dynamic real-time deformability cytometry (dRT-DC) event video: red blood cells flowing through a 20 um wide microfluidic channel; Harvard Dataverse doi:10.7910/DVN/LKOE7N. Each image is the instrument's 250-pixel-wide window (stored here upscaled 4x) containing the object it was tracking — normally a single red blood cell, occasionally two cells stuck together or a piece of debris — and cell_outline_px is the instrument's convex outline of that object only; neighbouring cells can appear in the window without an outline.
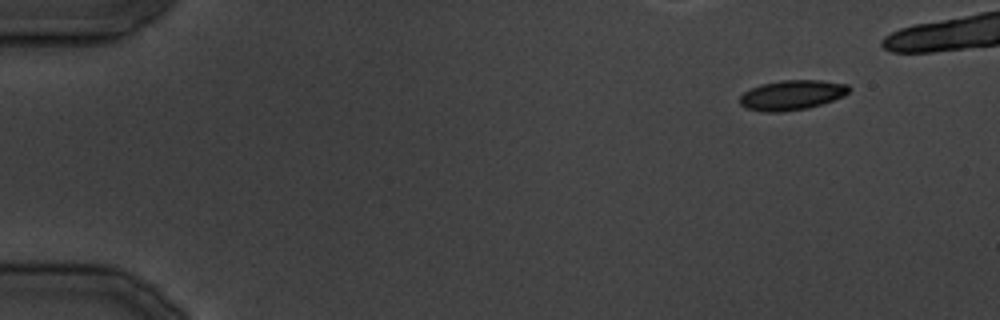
{"species": "common noctule bat (a hibernating species)", "species_latin": "Nyctalus noctula", "temperature_condition": "cold", "stored_images_in_passage": 14, "camera_frame_rate_fps": 3000, "um_per_image_px": 0.085, "animal": {"sex": "male", "body_mass_g": 19.5, "forearm_length_mm": 54.6}, "frame": {"image": 1, "passage_image": 1, "time_ms": 0.0, "image_size_px": [1000, 320], "cell_outline_px": [[852, 88], [844, 96], [808, 108], [784, 112], [764, 112], [744, 108], [740, 104], [740, 96], [744, 92], [760, 84], [784, 80], [820, 80], [848, 84]], "centroid_in_image_um": [67.3, 8.08], "position_along_channel_um": 17.7, "area_um2": 19.07}}